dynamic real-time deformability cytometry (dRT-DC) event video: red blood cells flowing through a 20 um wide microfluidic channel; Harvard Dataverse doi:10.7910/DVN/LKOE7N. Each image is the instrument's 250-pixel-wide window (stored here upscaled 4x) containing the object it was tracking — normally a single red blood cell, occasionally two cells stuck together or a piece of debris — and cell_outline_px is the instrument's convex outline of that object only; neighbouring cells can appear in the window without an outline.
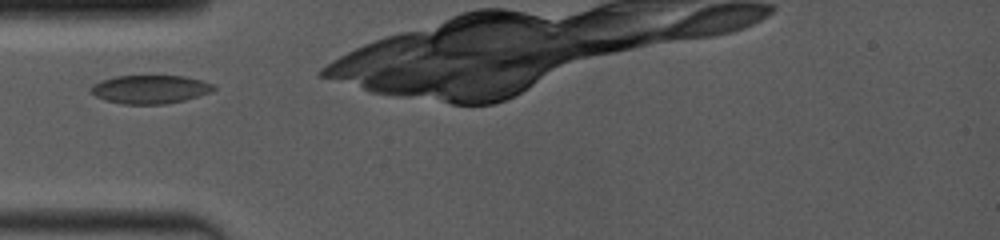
{"species": "common noctule bat (a hibernating species)", "species_latin": "Nyctalus noctula", "temperature_condition": "room temperature", "stored_images_in_passage": 27, "camera_frame_rate_fps": 4000, "um_per_image_px": 0.085, "animal": {"sex": "female", "body_mass_g": 19.0, "forearm_length_mm": 53.3}, "frame": {"image": 1, "passage_image": 1, "time_ms": 0.0, "image_size_px": [1000, 240], "cell_outline_px": [[216, 88], [212, 92], [200, 96], [184, 100], [164, 104], [124, 104], [104, 100], [88, 92], [88, 88], [104, 80], [116, 76], [184, 76], [200, 80], [212, 84]], "centroid_in_image_um": [12.76, 7.6], "position_along_channel_um": 72.2, "area_um2": 20.29}}
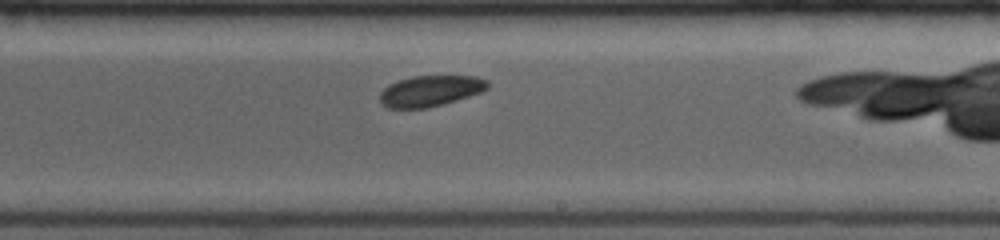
{"frame": {"image": 2, "passage_image": 11, "time_ms": 4.5, "image_size_px": [1000, 240], "cell_outline_px": [[488, 88], [480, 92], [444, 104], [428, 108], [388, 108], [380, 104], [380, 92], [388, 84], [412, 76], [476, 76], [488, 80]], "centroid_in_image_um": [36.55, 7.73], "position_along_channel_um": 252.4, "area_um2": 19.42}}
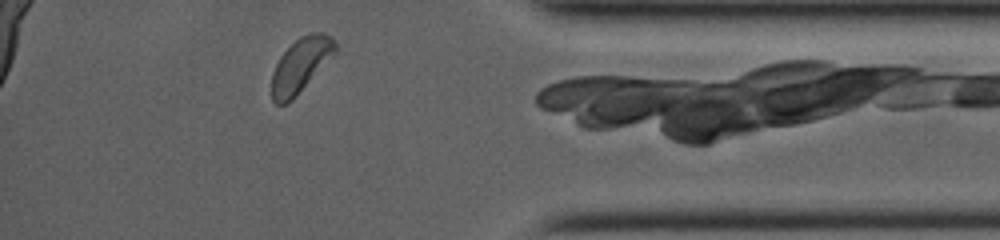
{"frame": {"image": 3, "passage_image": 24, "time_ms": 8.75, "image_size_px": [1000, 240], "cell_outline_px": [[336, 52], [296, 96], [292, 100], [284, 104], [276, 104], [272, 100], [272, 72], [280, 56], [300, 36], [312, 32], [324, 32], [336, 44]], "centroid_in_image_um": [25.54, 5.54], "position_along_channel_um": 409.7, "area_um2": 19.71}}